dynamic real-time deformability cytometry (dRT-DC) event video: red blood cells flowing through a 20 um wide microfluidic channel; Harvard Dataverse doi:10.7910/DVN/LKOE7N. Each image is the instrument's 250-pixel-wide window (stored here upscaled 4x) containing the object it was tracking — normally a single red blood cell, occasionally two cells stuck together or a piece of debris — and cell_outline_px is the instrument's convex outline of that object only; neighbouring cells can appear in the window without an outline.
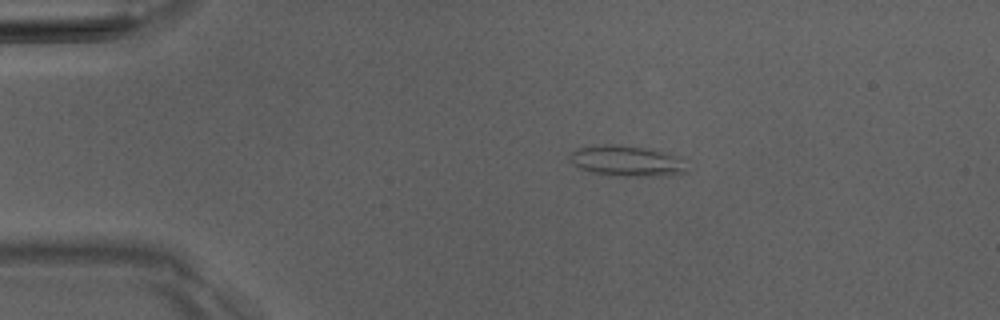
{"species": "Egyptian fruit bat (a non-hibernating species)", "species_latin": "Rousettus aegyptiacus", "temperature_condition": "room temperature", "stored_images_in_passage": 5, "camera_frame_rate_fps": 3000, "um_per_image_px": 0.085, "animal": {"sex": "male"}, "frame": {"image": 1, "passage_image": 2, "time_ms": 1.333, "image_size_px": [1000, 320], "cell_outline_px": [[688, 172], [656, 176], [624, 176], [592, 172], [580, 168], [572, 164], [568, 160], [568, 156], [576, 148], [604, 144], [620, 144], [652, 148], [676, 156]], "centroid_in_image_um": [53.19, 13.66], "position_along_channel_um": 31.8, "area_um2": 20.87}}
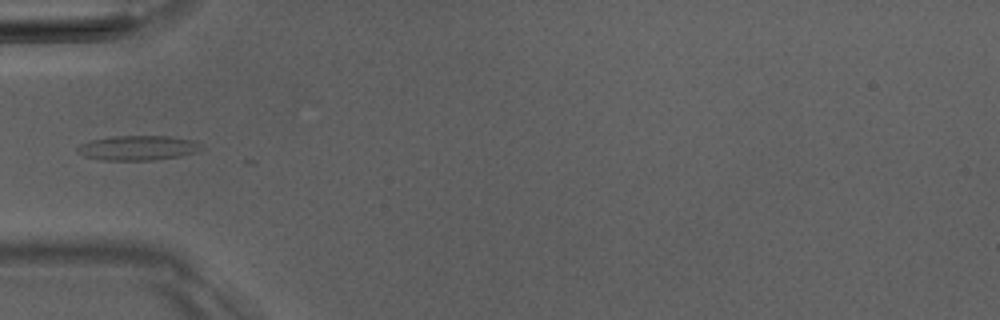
{"frame": {"image": 2, "passage_image": 4, "time_ms": 3.667, "image_size_px": [1000, 320], "cell_outline_px": [[204, 148], [200, 152], [180, 156], [156, 160], [104, 160], [84, 156], [76, 152], [76, 148], [80, 144], [92, 140], [116, 136], [168, 136], [192, 140], [200, 144]], "centroid_in_image_um": [11.75, 12.58], "position_along_channel_um": 73.2, "area_um2": 17.92}}